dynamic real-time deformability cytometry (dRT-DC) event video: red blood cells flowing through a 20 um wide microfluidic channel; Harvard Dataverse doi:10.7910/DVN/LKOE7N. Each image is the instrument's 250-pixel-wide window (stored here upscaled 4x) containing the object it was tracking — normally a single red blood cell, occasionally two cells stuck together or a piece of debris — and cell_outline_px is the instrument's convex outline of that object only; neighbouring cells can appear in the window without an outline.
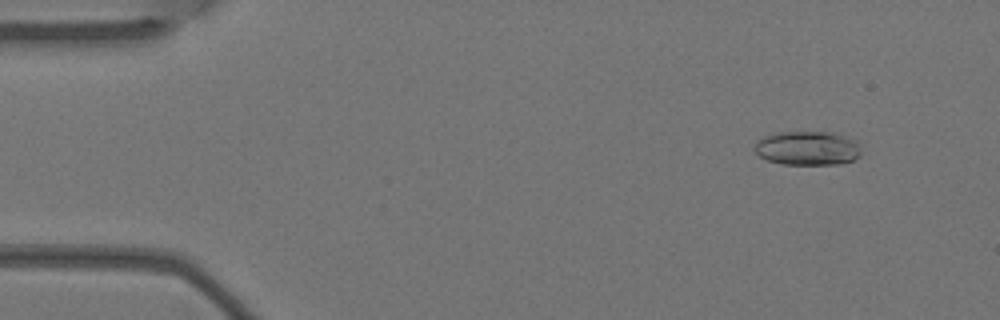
{"species": "Egyptian fruit bat (a non-hibernating species)", "species_latin": "Rousettus aegyptiacus", "temperature_condition": "warm", "stored_images_in_passage": 5, "camera_frame_rate_fps": 3000, "um_per_image_px": 0.085, "animal": {"sex": "female"}, "frame": {"image": 1, "passage_image": 2, "time_ms": 0.333, "image_size_px": [1000, 320], "cell_outline_px": [[860, 156], [852, 160], [840, 164], [780, 164], [768, 160], [760, 156], [752, 148], [764, 136], [772, 132], [836, 132], [856, 140], [860, 148]], "centroid_in_image_um": [68.65, 12.58], "position_along_channel_um": 16.4, "area_um2": 21.33}}
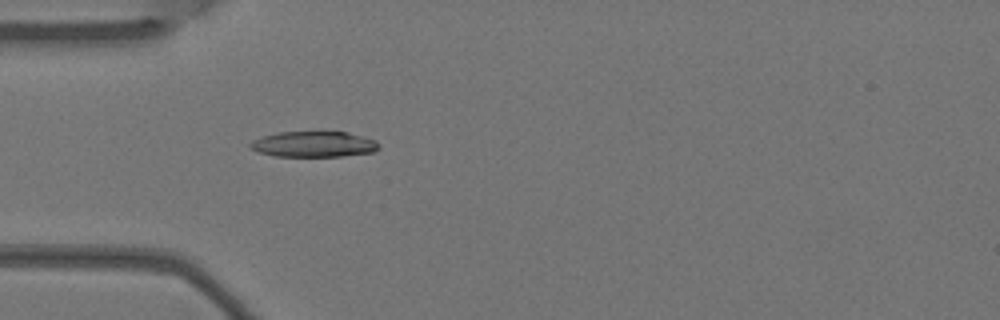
{"frame": {"image": 2, "passage_image": 5, "time_ms": 1.333, "image_size_px": [1000, 320], "cell_outline_px": [[380, 148], [376, 152], [344, 156], [276, 156], [260, 152], [248, 148], [248, 144], [252, 140], [276, 132], [348, 132], [376, 140], [380, 144]], "centroid_in_image_um": [26.7, 12.26], "position_along_channel_um": 58.3, "area_um2": 19.42}}